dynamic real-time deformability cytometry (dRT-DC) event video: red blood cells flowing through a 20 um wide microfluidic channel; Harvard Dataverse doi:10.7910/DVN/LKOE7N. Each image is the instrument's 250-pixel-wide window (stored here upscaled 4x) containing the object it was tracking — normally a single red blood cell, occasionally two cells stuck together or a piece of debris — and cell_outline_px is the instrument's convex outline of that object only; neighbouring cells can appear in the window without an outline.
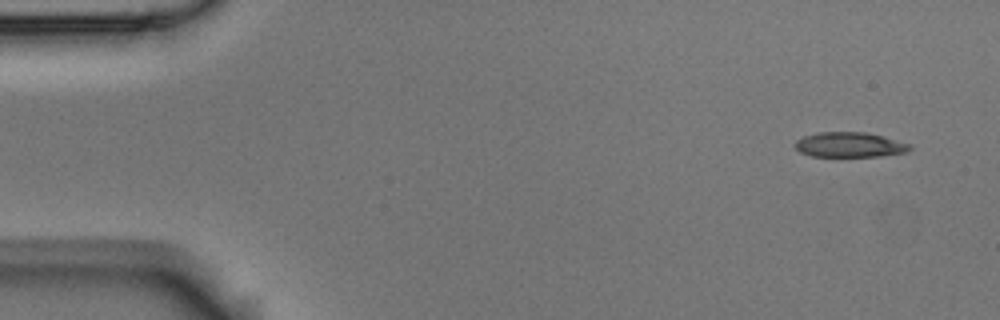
{"species": "Egyptian fruit bat (a non-hibernating species)", "species_latin": "Rousettus aegyptiacus", "temperature_condition": "room temperature", "stored_images_in_passage": 54, "camera_frame_rate_fps": 3000, "um_per_image_px": 0.085, "animal": {"sex": "male"}, "frame": {"image": 1, "passage_image": 3, "time_ms": 0.667, "image_size_px": [1000, 320], "cell_outline_px": [[912, 148], [908, 152], [880, 156], [812, 156], [800, 152], [792, 144], [796, 140], [804, 136], [820, 132], [864, 132], [912, 144]], "centroid_in_image_um": [72.21, 12.31], "position_along_channel_um": 12.8, "area_um2": 16.65}}
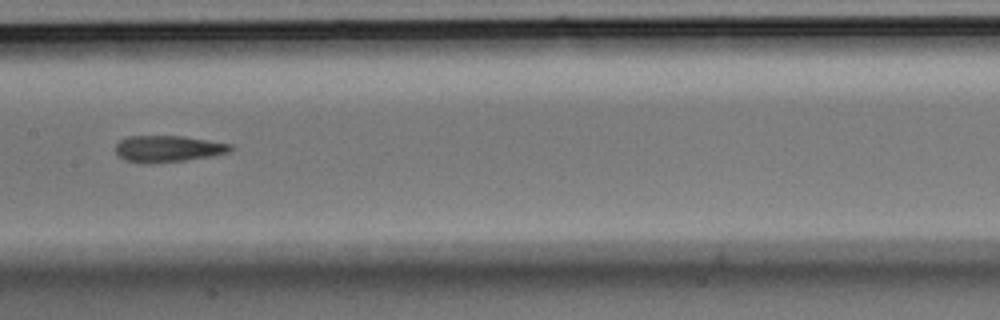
{"frame": {"image": 2, "passage_image": 27, "time_ms": 8.667, "image_size_px": [1000, 320], "cell_outline_px": [[232, 148], [228, 152], [212, 156], [156, 164], [148, 164], [124, 160], [116, 152], [116, 144], [120, 140], [128, 136], [184, 136], [232, 144]], "centroid_in_image_um": [14.26, 12.65], "position_along_channel_um": 193.1, "area_um2": 17.8}}
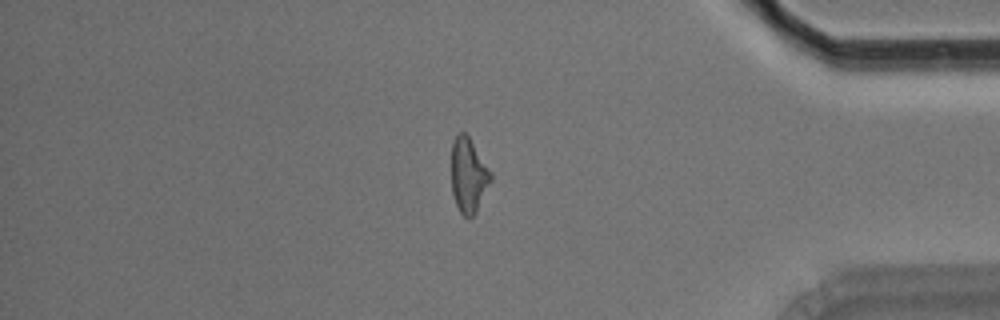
{"frame": {"image": 3, "passage_image": 46, "time_ms": 15.0, "image_size_px": [1000, 320], "cell_outline_px": [[492, 180], [476, 212], [468, 220], [460, 212], [456, 204], [452, 192], [452, 140], [460, 132], [464, 132], [468, 136], [492, 176]], "centroid_in_image_um": [39.8, 14.94], "position_along_channel_um": 395.4, "area_um2": 16.76}, "authors_computed_cell_mechanics": {"area_um2": 17.629, "velocity_mm_per_s": 3.65, "shape_relaxation_time_tau1_ms": 6.935, "shape_relaxation_time_tau2_ms": 2.5147, "deformation_change_tau1": 0.223, "deformation_change_tau2": 0.1253}}